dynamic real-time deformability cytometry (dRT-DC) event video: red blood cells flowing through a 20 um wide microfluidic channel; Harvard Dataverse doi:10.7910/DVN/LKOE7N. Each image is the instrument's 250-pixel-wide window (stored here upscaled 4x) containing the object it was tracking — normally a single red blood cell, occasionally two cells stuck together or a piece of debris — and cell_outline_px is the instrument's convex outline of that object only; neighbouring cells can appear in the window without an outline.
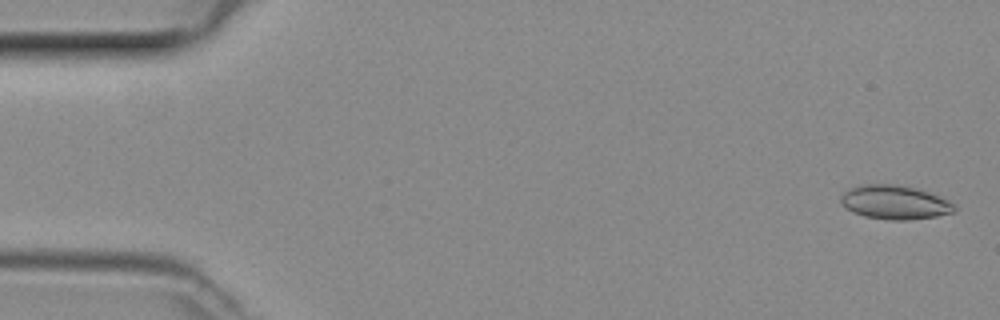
{"species": "common noctule bat (a hibernating species)", "species_latin": "Nyctalus noctula", "temperature_condition": "room temperature", "stored_images_in_passage": 49, "camera_frame_rate_fps": 3000, "um_per_image_px": 0.085, "animal": {"sex": "female", "body_mass_g": 29.2, "forearm_length_mm": 56.3}, "frame": {"image": 1, "passage_image": 2, "time_ms": 0.333, "image_size_px": [1000, 320], "cell_outline_px": [[956, 212], [936, 216], [904, 220], [892, 220], [864, 216], [852, 212], [840, 200], [840, 196], [848, 188], [868, 184], [896, 184], [916, 188], [928, 192], [948, 200], [956, 204]], "centroid_in_image_um": [76.08, 17.19], "position_along_channel_um": 8.9, "area_um2": 22.37}}
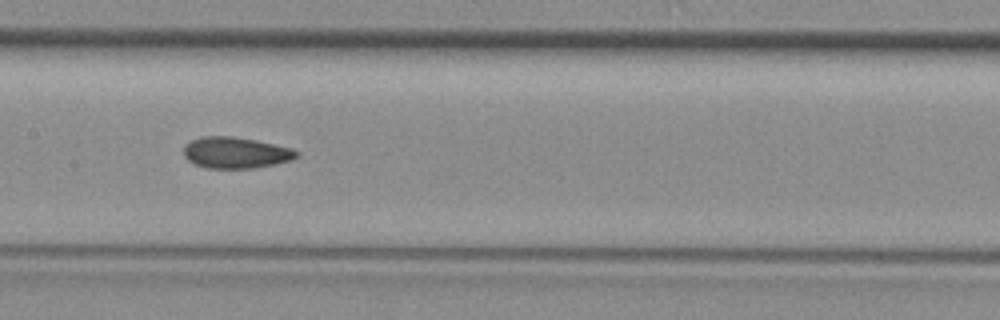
{"frame": {"image": 2, "passage_image": 24, "time_ms": 7.667, "image_size_px": [1000, 320], "cell_outline_px": [[300, 156], [292, 160], [276, 164], [252, 168], [208, 168], [196, 164], [188, 160], [184, 156], [184, 144], [200, 136], [232, 136], [256, 140], [292, 148], [300, 152]], "centroid_in_image_um": [20.06, 12.97], "position_along_channel_um": 187.3, "area_um2": 20.69}}
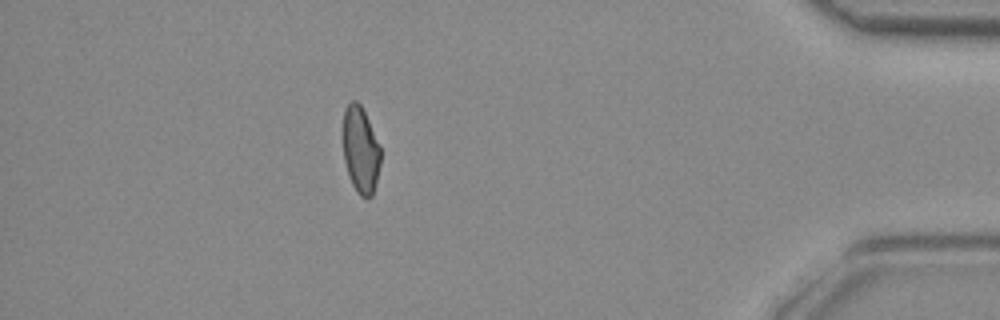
{"frame": {"image": 3, "passage_image": 43, "time_ms": 14.0, "image_size_px": [1000, 320], "cell_outline_px": [[380, 164], [372, 196], [368, 200], [360, 196], [356, 192], [348, 176], [344, 160], [344, 108], [352, 100], [356, 100], [360, 104], [368, 120], [380, 148]], "centroid_in_image_um": [30.64, 12.79], "position_along_channel_um": 404.6, "area_um2": 18.73}}